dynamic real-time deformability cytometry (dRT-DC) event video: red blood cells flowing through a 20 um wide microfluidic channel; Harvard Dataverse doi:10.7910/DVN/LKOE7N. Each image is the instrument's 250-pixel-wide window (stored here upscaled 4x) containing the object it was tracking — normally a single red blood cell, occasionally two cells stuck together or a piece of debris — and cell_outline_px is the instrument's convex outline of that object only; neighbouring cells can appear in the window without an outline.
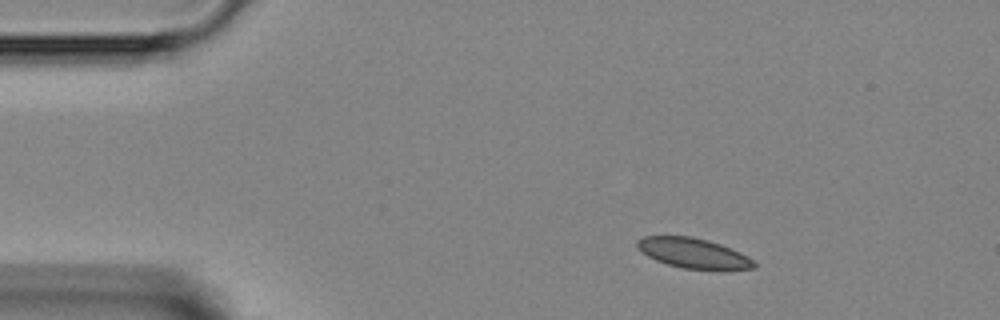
{"species": "Egyptian fruit bat (a non-hibernating species)", "species_latin": "Rousettus aegyptiacus", "temperature_condition": "room temperature", "stored_images_in_passage": 40, "camera_frame_rate_fps": 3000, "um_per_image_px": 0.085, "animal": {"sex": "female"}, "frame": {"image": 1, "passage_image": 2, "time_ms": 0.333, "image_size_px": [1000, 320], "cell_outline_px": [[756, 268], [684, 268], [668, 264], [656, 260], [648, 256], [636, 248], [636, 240], [644, 236], [692, 236], [708, 240], [720, 244], [740, 252], [748, 256], [756, 264]], "centroid_in_image_um": [58.87, 21.48], "position_along_channel_um": 26.1, "area_um2": 20.0}}
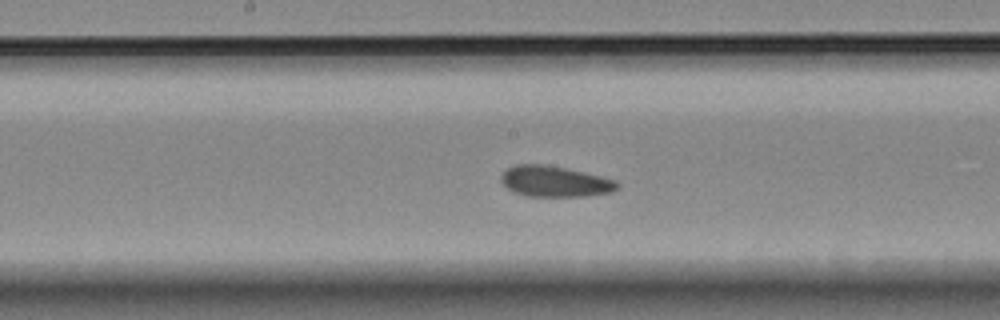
{"frame": {"image": 2, "passage_image": 18, "time_ms": 5.667, "image_size_px": [1000, 320], "cell_outline_px": [[620, 188], [612, 192], [588, 196], [524, 196], [512, 192], [500, 180], [500, 176], [508, 168], [516, 164], [544, 164], [564, 168], [600, 176], [616, 180], [620, 184]], "centroid_in_image_um": [47.16, 15.43], "position_along_channel_um": 201.0, "area_um2": 20.92}}
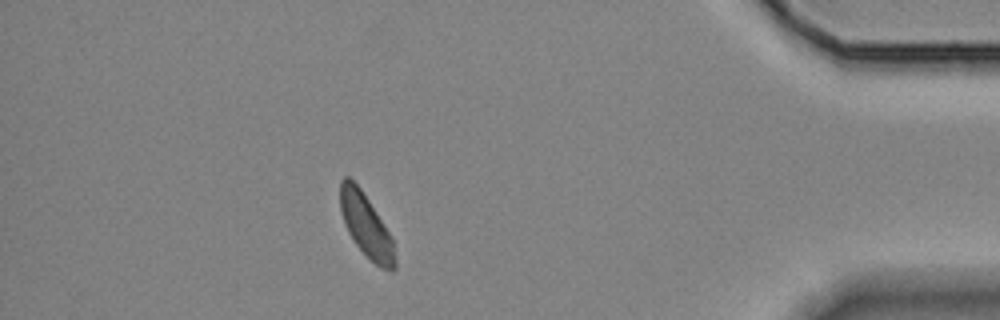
{"frame": {"image": 3, "passage_image": 35, "time_ms": 11.333, "image_size_px": [1000, 320], "cell_outline_px": [[396, 268], [392, 272], [380, 268], [352, 240], [344, 224], [340, 212], [340, 180], [344, 176], [348, 176], [360, 188], [392, 236], [396, 260]], "centroid_in_image_um": [31.12, 19.19], "position_along_channel_um": 404.1, "area_um2": 20.11}}